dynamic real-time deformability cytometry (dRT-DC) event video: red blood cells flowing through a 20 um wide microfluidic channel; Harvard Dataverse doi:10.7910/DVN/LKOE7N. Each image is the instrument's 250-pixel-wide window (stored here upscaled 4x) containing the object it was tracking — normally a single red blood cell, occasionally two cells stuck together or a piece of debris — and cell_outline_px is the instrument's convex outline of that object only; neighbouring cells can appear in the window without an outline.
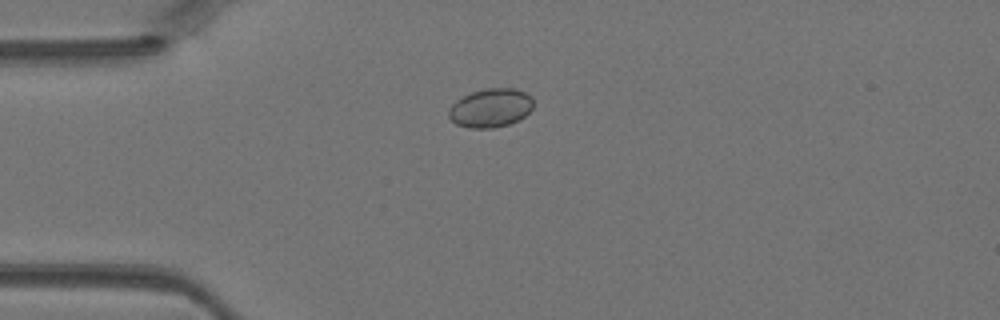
{"species": "Egyptian fruit bat (a non-hibernating species)", "species_latin": "Rousettus aegyptiacus", "temperature_condition": "warm", "stored_images_in_passage": 46, "camera_frame_rate_fps": 3000, "um_per_image_px": 0.085, "animal": {"sex": "female"}, "frame": {"image": 1, "passage_image": 12, "time_ms": 3.667, "image_size_px": [1000, 320], "cell_outline_px": [[532, 108], [520, 120], [508, 124], [492, 128], [468, 128], [456, 124], [448, 116], [448, 108], [456, 100], [472, 92], [488, 88], [516, 88], [532, 96]], "centroid_in_image_um": [41.69, 9.18], "position_along_channel_um": 43.3, "area_um2": 19.13}}
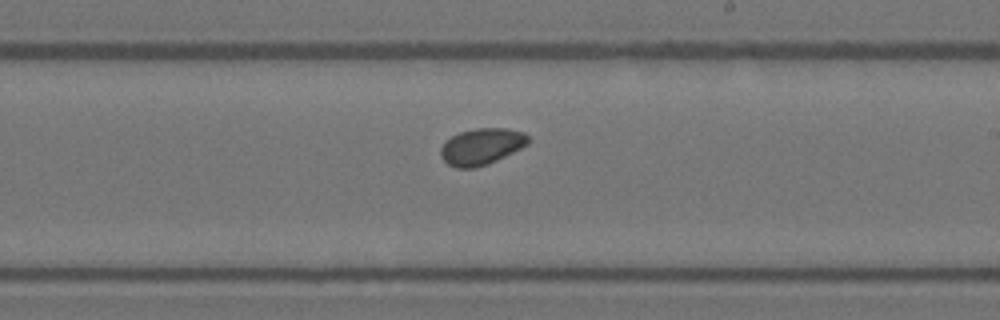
{"frame": {"image": 2, "passage_image": 27, "time_ms": 8.667, "image_size_px": [1000, 320], "cell_outline_px": [[528, 144], [488, 164], [472, 168], [456, 168], [448, 164], [440, 156], [440, 148], [444, 140], [460, 132], [476, 128], [508, 128], [524, 132], [528, 136]], "centroid_in_image_um": [40.89, 12.44], "position_along_channel_um": 248.1, "area_um2": 18.55}}
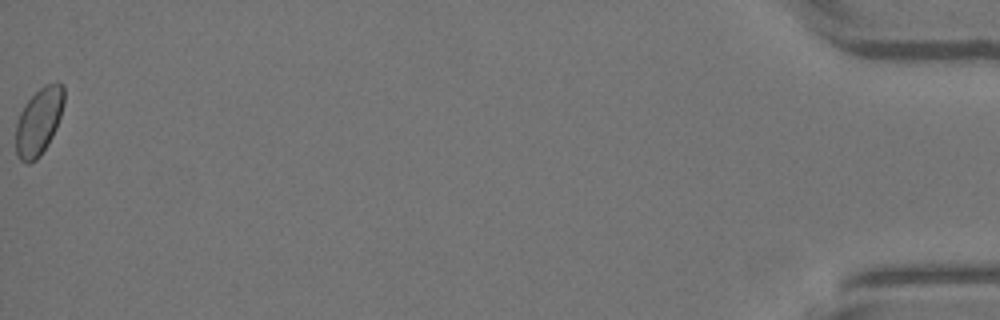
{"frame": {"image": 3, "passage_image": 46, "time_ms": 15.0, "image_size_px": [1000, 320], "cell_outline_px": [[64, 104], [56, 128], [48, 144], [40, 156], [36, 160], [28, 164], [20, 160], [16, 152], [16, 124], [20, 112], [24, 104], [44, 84], [56, 80], [60, 80], [64, 84]], "centroid_in_image_um": [3.32, 10.28], "position_along_channel_um": 431.9, "area_um2": 19.13}}